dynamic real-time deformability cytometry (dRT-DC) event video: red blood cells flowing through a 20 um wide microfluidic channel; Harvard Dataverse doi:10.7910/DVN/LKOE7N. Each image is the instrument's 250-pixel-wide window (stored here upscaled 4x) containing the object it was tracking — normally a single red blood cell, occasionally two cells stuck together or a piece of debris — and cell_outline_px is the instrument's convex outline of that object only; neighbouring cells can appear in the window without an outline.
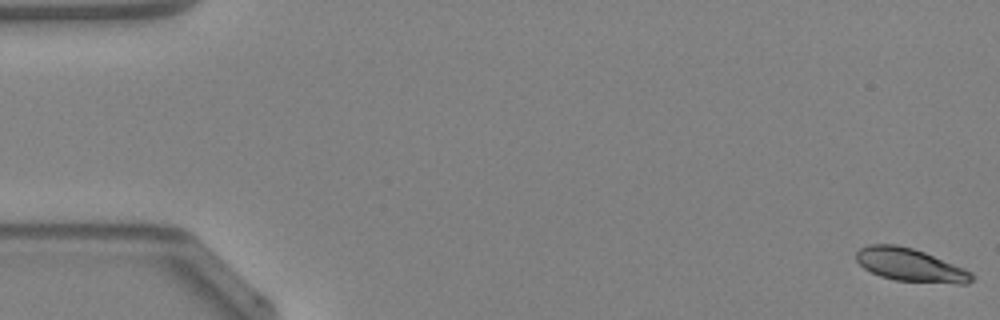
{"species": "Egyptian fruit bat (a non-hibernating species)", "species_latin": "Rousettus aegyptiacus", "temperature_condition": "warm", "stored_images_in_passage": 47, "camera_frame_rate_fps": 3000, "um_per_image_px": 0.085, "animal": {"sex": "female"}, "frame": {"image": 1, "passage_image": 1, "time_ms": 0.0, "image_size_px": [1000, 320], "cell_outline_px": [[976, 276], [968, 284], [956, 284], [896, 280], [880, 276], [864, 268], [856, 260], [856, 252], [860, 248], [868, 244], [896, 244], [912, 248], [924, 252], [964, 268], [972, 272]], "centroid_in_image_um": [77.39, 22.53], "position_along_channel_um": 7.6, "area_um2": 22.31}}
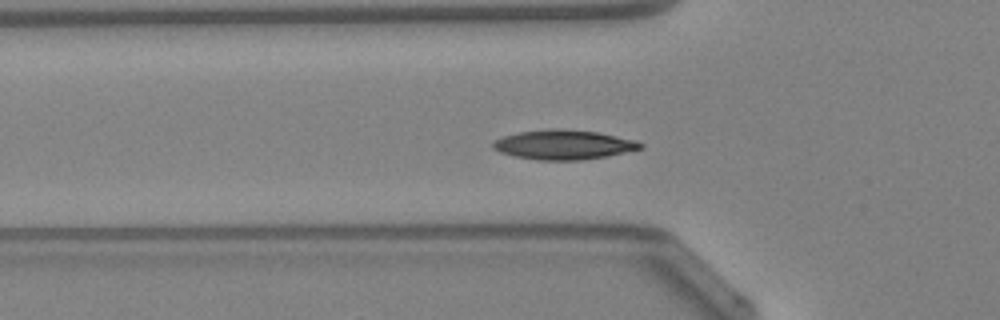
{"frame": {"image": 2, "passage_image": 17, "time_ms": 5.333, "image_size_px": [1000, 320], "cell_outline_px": [[644, 148], [604, 156], [580, 160], [536, 160], [516, 156], [500, 152], [492, 148], [492, 140], [504, 136], [520, 132], [548, 128], [564, 128], [600, 132], [636, 140], [644, 144]], "centroid_in_image_um": [47.9, 12.28], "position_along_channel_um": 77.9, "area_um2": 25.55}, "authors_computed_cell_mechanics": {"area_um2": 23.5246, "velocity_mm_per_s": 4.2171, "shape_relaxation_time_tau1_ms": 2.5363, "shape_relaxation_time_tau2_ms": 3.8199, "deformation_change_tau1": 0.1025, "deformation_change_tau2": 0.065}}